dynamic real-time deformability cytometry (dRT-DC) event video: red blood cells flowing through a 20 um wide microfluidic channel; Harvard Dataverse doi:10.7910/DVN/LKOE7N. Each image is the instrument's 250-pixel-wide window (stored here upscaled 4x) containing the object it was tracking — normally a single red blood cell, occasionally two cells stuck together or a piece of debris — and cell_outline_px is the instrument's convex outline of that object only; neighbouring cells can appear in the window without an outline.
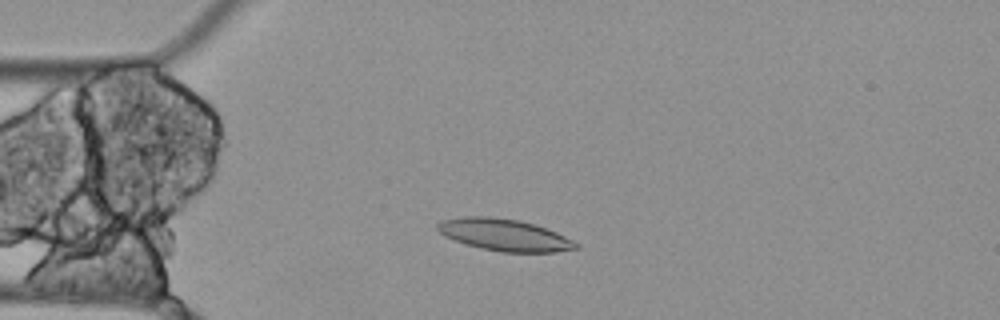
{"species": "Egyptian fruit bat (a non-hibernating species)", "species_latin": "Rousettus aegyptiacus", "temperature_condition": "cold", "stored_images_in_passage": 4, "camera_frame_rate_fps": 3000, "um_per_image_px": 0.085, "animal": {"sex": "female"}, "frame": {"image": 1, "passage_image": 3, "time_ms": 0.667, "image_size_px": [1000, 320], "cell_outline_px": [[580, 248], [556, 252], [500, 252], [468, 244], [444, 236], [436, 228], [436, 224], [444, 220], [464, 216], [488, 216], [516, 220], [536, 224], [556, 232], [580, 244]], "centroid_in_image_um": [42.91, 19.96], "position_along_channel_um": 42.1, "area_um2": 25.49}}